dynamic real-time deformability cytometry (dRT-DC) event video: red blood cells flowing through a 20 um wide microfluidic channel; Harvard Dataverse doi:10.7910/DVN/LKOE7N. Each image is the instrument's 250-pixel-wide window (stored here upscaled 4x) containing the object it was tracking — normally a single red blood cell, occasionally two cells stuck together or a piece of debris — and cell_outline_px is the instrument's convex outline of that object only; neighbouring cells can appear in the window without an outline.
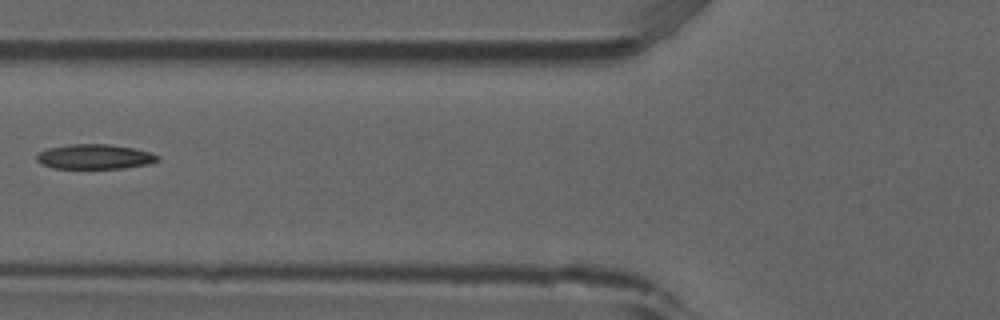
{"species": "common noctule bat (a hibernating species)", "species_latin": "Nyctalus noctula", "temperature_condition": "room temperature", "stored_images_in_passage": 6, "camera_frame_rate_fps": 3000, "um_per_image_px": 0.085, "animal": {"sex": "male", "forearm_length_mm": 52.5}, "frame": {"image": 1, "passage_image": 5, "time_ms": 1.333, "image_size_px": [1000, 320], "cell_outline_px": [[160, 160], [148, 164], [124, 168], [52, 168], [40, 164], [36, 160], [36, 156], [40, 152], [48, 148], [68, 144], [108, 144], [132, 148], [152, 152], [160, 156]], "centroid_in_image_um": [8.05, 13.32], "position_along_channel_um": 117.7, "area_um2": 17.57}}
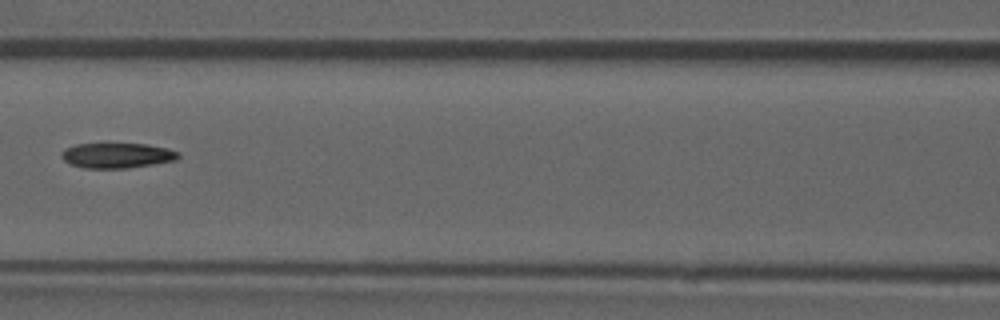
{"frame": {"image": 2, "passage_image": 6, "time_ms": 1.667, "image_size_px": [1000, 320], "cell_outline_px": [[180, 156], [176, 160], [128, 168], [84, 168], [72, 164], [64, 160], [64, 148], [76, 144], [148, 144], [168, 148], [180, 152]], "centroid_in_image_um": [10.01, 13.21], "position_along_channel_um": 156.6, "area_um2": 16.94}}